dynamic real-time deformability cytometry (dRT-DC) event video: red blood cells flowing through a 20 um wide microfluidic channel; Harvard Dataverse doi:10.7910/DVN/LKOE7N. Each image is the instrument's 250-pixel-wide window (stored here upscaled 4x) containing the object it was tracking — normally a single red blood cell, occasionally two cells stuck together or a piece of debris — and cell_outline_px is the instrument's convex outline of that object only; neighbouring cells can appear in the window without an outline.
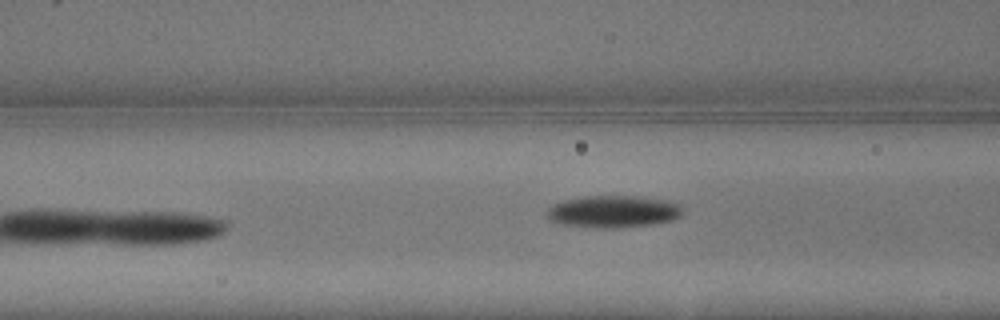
{"species": "common noctule bat (a hibernating species)", "species_latin": "Nyctalus noctula", "temperature_condition": "warm", "stored_images_in_passage": 8, "camera_frame_rate_fps": 3000, "um_per_image_px": 0.085, "animal": {"sex": "male", "body_mass_g": 13.3}, "frame": {"image": 1, "passage_image": 8, "time_ms": 2.333, "image_size_px": [1000, 320], "cell_outline_px": [[684, 212], [680, 216], [672, 220], [656, 224], [620, 228], [596, 228], [560, 224], [548, 220], [544, 212], [548, 208], [564, 200], [588, 196], [640, 196], [664, 200], [680, 204], [684, 208]], "centroid_in_image_um": [52.14, 18.0], "position_along_channel_um": 114.5, "area_um2": 25.78}}